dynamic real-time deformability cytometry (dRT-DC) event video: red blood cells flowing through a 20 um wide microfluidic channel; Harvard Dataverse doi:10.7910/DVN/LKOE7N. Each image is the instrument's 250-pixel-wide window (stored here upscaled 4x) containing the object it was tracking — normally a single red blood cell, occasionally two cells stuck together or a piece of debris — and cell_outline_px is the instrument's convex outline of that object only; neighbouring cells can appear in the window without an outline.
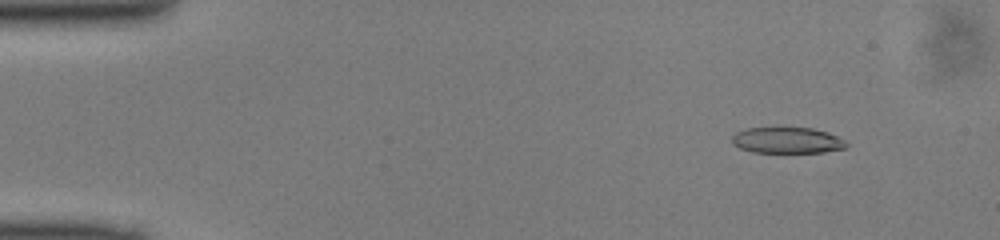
{"species": "common noctule bat (a hibernating species)", "species_latin": "Nyctalus noctula", "temperature_condition": "cold", "stored_images_in_passage": 49, "camera_frame_rate_fps": 3000, "um_per_image_px": 0.085, "animal": {"sex": "male", "body_mass_g": 13.0, "forearm_length_mm": 53.1}, "frame": {"image": 1, "passage_image": 5, "time_ms": 1.333, "image_size_px": [1000, 240], "cell_outline_px": [[848, 148], [824, 152], [752, 152], [740, 148], [732, 144], [732, 136], [736, 132], [744, 128], [776, 124], [780, 124], [812, 128], [828, 132], [844, 140], [848, 144]], "centroid_in_image_um": [66.87, 11.86], "position_along_channel_um": 18.1, "area_um2": 18.44}}
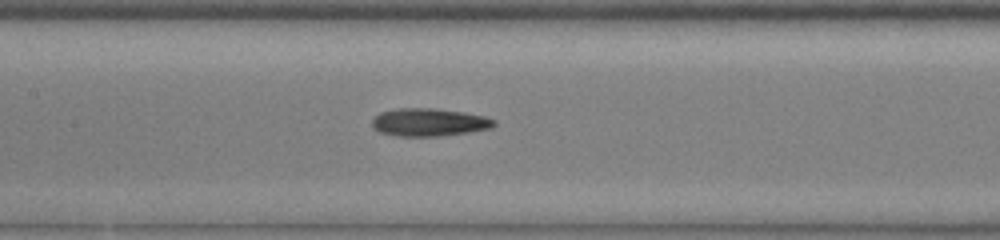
{"frame": {"image": 2, "passage_image": 23, "time_ms": 7.333, "image_size_px": [1000, 240], "cell_outline_px": [[496, 124], [492, 128], [468, 132], [440, 136], [396, 136], [380, 132], [372, 128], [372, 120], [380, 112], [396, 108], [436, 108], [464, 112], [484, 116], [496, 120]], "centroid_in_image_um": [36.47, 10.39], "position_along_channel_um": 170.9, "area_um2": 19.94}}
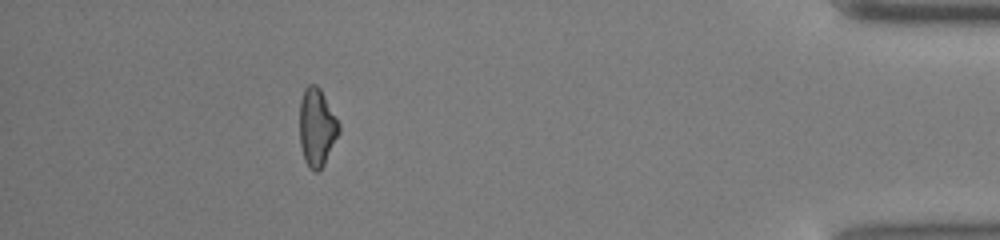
{"frame": {"image": 3, "passage_image": 44, "time_ms": 14.333, "image_size_px": [1000, 240], "cell_outline_px": [[340, 132], [324, 164], [316, 172], [308, 168], [304, 160], [300, 144], [300, 100], [304, 88], [308, 84], [316, 84], [320, 88], [340, 124]], "centroid_in_image_um": [26.93, 10.81], "position_along_channel_um": 408.3, "area_um2": 17.92}}